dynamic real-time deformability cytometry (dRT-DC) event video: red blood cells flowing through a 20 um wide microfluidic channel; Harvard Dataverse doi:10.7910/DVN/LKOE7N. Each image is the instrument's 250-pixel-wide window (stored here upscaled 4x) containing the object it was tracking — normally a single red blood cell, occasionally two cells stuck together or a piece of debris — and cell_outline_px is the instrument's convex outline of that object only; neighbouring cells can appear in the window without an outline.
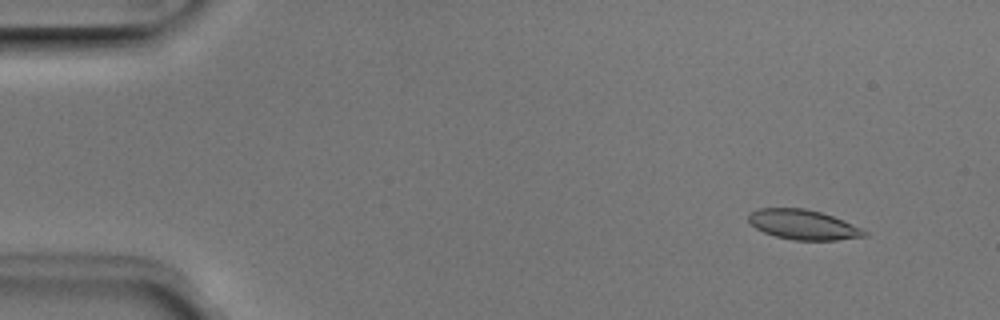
{"species": "Egyptian fruit bat (a non-hibernating species)", "species_latin": "Rousettus aegyptiacus", "temperature_condition": "room temperature", "stored_images_in_passage": 51, "camera_frame_rate_fps": 3000, "um_per_image_px": 0.085, "animal": {"sex": "male"}, "frame": {"image": 1, "passage_image": 5, "time_ms": 1.333, "image_size_px": [1000, 320], "cell_outline_px": [[868, 236], [836, 240], [792, 240], [776, 236], [764, 232], [756, 228], [748, 220], [748, 216], [752, 212], [760, 208], [804, 208], [820, 212], [832, 216], [852, 224], [868, 232]], "centroid_in_image_um": [68.28, 19.1], "position_along_channel_um": 16.7, "area_um2": 19.94}}
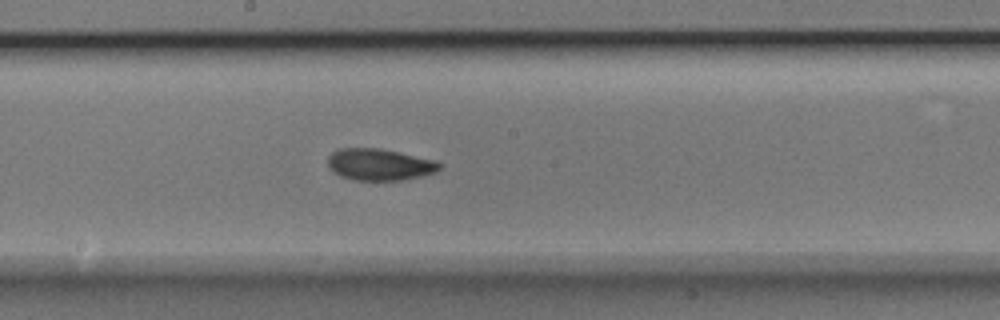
{"frame": {"image": 2, "passage_image": 28, "time_ms": 9.0, "image_size_px": [1000, 320], "cell_outline_px": [[440, 168], [436, 172], [424, 176], [400, 180], [352, 180], [340, 176], [332, 172], [328, 168], [328, 156], [332, 152], [340, 148], [380, 148], [436, 160], [440, 164]], "centroid_in_image_um": [32.23, 13.99], "position_along_channel_um": 216.0, "area_um2": 20.81}}
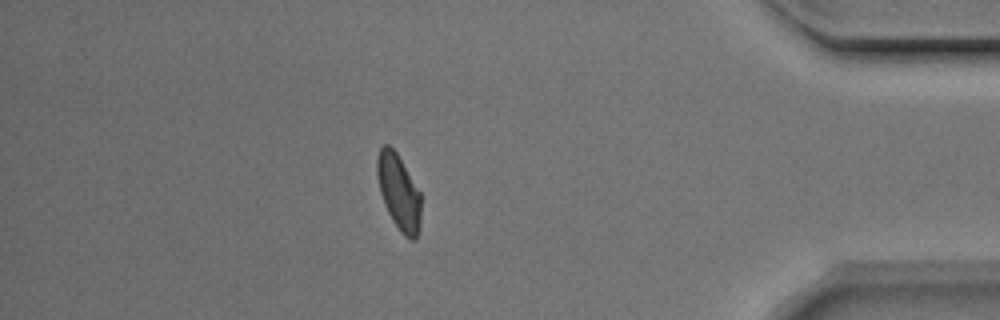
{"frame": {"image": 3, "passage_image": 45, "time_ms": 14.667, "image_size_px": [1000, 320], "cell_outline_px": [[420, 228], [416, 240], [412, 240], [404, 236], [400, 232], [392, 220], [384, 204], [380, 192], [376, 172], [376, 160], [380, 148], [384, 144], [388, 144], [396, 152], [420, 192]], "centroid_in_image_um": [33.88, 16.35], "position_along_channel_um": 401.3, "area_um2": 19.31}, "authors_computed_cell_mechanics": {"area_um2": 20.3456, "velocity_mm_per_s": 3.9584, "shape_relaxation_time_tau1_ms": 3.5285, "shape_relaxation_time_tau2_ms": 1.8318, "deformation_change_tau1": 0.1139, "deformation_change_tau2": 0.0602}}